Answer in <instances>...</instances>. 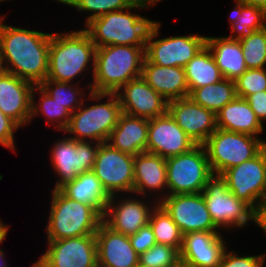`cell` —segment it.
Returning <instances> with one entry per match:
<instances>
[{
	"label": "cell",
	"mask_w": 266,
	"mask_h": 267,
	"mask_svg": "<svg viewBox=\"0 0 266 267\" xmlns=\"http://www.w3.org/2000/svg\"><path fill=\"white\" fill-rule=\"evenodd\" d=\"M253 222L266 233V200L254 210Z\"/></svg>",
	"instance_id": "43"
},
{
	"label": "cell",
	"mask_w": 266,
	"mask_h": 267,
	"mask_svg": "<svg viewBox=\"0 0 266 267\" xmlns=\"http://www.w3.org/2000/svg\"><path fill=\"white\" fill-rule=\"evenodd\" d=\"M218 129L245 133L257 137L264 130L263 123L256 117L248 101L236 97L216 113Z\"/></svg>",
	"instance_id": "26"
},
{
	"label": "cell",
	"mask_w": 266,
	"mask_h": 267,
	"mask_svg": "<svg viewBox=\"0 0 266 267\" xmlns=\"http://www.w3.org/2000/svg\"><path fill=\"white\" fill-rule=\"evenodd\" d=\"M105 97H109L105 103L91 104L86 108L83 102L71 114L70 121L64 132L74 134L75 136H70L69 138L76 141L107 142L110 133L118 124L122 109L116 93L90 91L89 99L100 101L103 98L105 99Z\"/></svg>",
	"instance_id": "5"
},
{
	"label": "cell",
	"mask_w": 266,
	"mask_h": 267,
	"mask_svg": "<svg viewBox=\"0 0 266 267\" xmlns=\"http://www.w3.org/2000/svg\"><path fill=\"white\" fill-rule=\"evenodd\" d=\"M141 77L168 102L189 96L183 67L159 66L144 58Z\"/></svg>",
	"instance_id": "23"
},
{
	"label": "cell",
	"mask_w": 266,
	"mask_h": 267,
	"mask_svg": "<svg viewBox=\"0 0 266 267\" xmlns=\"http://www.w3.org/2000/svg\"><path fill=\"white\" fill-rule=\"evenodd\" d=\"M3 20L4 17H1L0 55L4 71L27 80L35 86L40 85L48 75L52 33L5 25Z\"/></svg>",
	"instance_id": "1"
},
{
	"label": "cell",
	"mask_w": 266,
	"mask_h": 267,
	"mask_svg": "<svg viewBox=\"0 0 266 267\" xmlns=\"http://www.w3.org/2000/svg\"><path fill=\"white\" fill-rule=\"evenodd\" d=\"M206 46L224 78L235 81L246 70L241 44L227 37H206Z\"/></svg>",
	"instance_id": "28"
},
{
	"label": "cell",
	"mask_w": 266,
	"mask_h": 267,
	"mask_svg": "<svg viewBox=\"0 0 266 267\" xmlns=\"http://www.w3.org/2000/svg\"><path fill=\"white\" fill-rule=\"evenodd\" d=\"M129 239L138 255L146 252L156 244L155 236L149 223L141 227L135 234L130 235Z\"/></svg>",
	"instance_id": "40"
},
{
	"label": "cell",
	"mask_w": 266,
	"mask_h": 267,
	"mask_svg": "<svg viewBox=\"0 0 266 267\" xmlns=\"http://www.w3.org/2000/svg\"><path fill=\"white\" fill-rule=\"evenodd\" d=\"M145 48L108 45L96 48L93 81L89 91L116 93L124 84L142 74Z\"/></svg>",
	"instance_id": "2"
},
{
	"label": "cell",
	"mask_w": 266,
	"mask_h": 267,
	"mask_svg": "<svg viewBox=\"0 0 266 267\" xmlns=\"http://www.w3.org/2000/svg\"><path fill=\"white\" fill-rule=\"evenodd\" d=\"M213 175L204 145L166 158L167 195L202 193Z\"/></svg>",
	"instance_id": "8"
},
{
	"label": "cell",
	"mask_w": 266,
	"mask_h": 267,
	"mask_svg": "<svg viewBox=\"0 0 266 267\" xmlns=\"http://www.w3.org/2000/svg\"><path fill=\"white\" fill-rule=\"evenodd\" d=\"M4 71L3 65H2V59L0 55V74Z\"/></svg>",
	"instance_id": "49"
},
{
	"label": "cell",
	"mask_w": 266,
	"mask_h": 267,
	"mask_svg": "<svg viewBox=\"0 0 266 267\" xmlns=\"http://www.w3.org/2000/svg\"><path fill=\"white\" fill-rule=\"evenodd\" d=\"M98 265L102 267H136L139 255L133 249L129 236L120 234L103 221L95 234Z\"/></svg>",
	"instance_id": "22"
},
{
	"label": "cell",
	"mask_w": 266,
	"mask_h": 267,
	"mask_svg": "<svg viewBox=\"0 0 266 267\" xmlns=\"http://www.w3.org/2000/svg\"><path fill=\"white\" fill-rule=\"evenodd\" d=\"M5 255L4 251L0 248V267H7L6 261H4Z\"/></svg>",
	"instance_id": "47"
},
{
	"label": "cell",
	"mask_w": 266,
	"mask_h": 267,
	"mask_svg": "<svg viewBox=\"0 0 266 267\" xmlns=\"http://www.w3.org/2000/svg\"><path fill=\"white\" fill-rule=\"evenodd\" d=\"M159 29L160 23L155 21L147 37L145 58L150 63L184 68L206 45L207 36H199L198 34L155 39L159 35Z\"/></svg>",
	"instance_id": "10"
},
{
	"label": "cell",
	"mask_w": 266,
	"mask_h": 267,
	"mask_svg": "<svg viewBox=\"0 0 266 267\" xmlns=\"http://www.w3.org/2000/svg\"><path fill=\"white\" fill-rule=\"evenodd\" d=\"M189 97L200 106L219 112L226 104L233 101L236 97V88L233 80L226 78L221 81L193 89Z\"/></svg>",
	"instance_id": "31"
},
{
	"label": "cell",
	"mask_w": 266,
	"mask_h": 267,
	"mask_svg": "<svg viewBox=\"0 0 266 267\" xmlns=\"http://www.w3.org/2000/svg\"><path fill=\"white\" fill-rule=\"evenodd\" d=\"M247 69H262L266 65V27L239 40Z\"/></svg>",
	"instance_id": "35"
},
{
	"label": "cell",
	"mask_w": 266,
	"mask_h": 267,
	"mask_svg": "<svg viewBox=\"0 0 266 267\" xmlns=\"http://www.w3.org/2000/svg\"><path fill=\"white\" fill-rule=\"evenodd\" d=\"M211 219L217 228L246 226L254 221V210L228 190L220 175H213L202 191Z\"/></svg>",
	"instance_id": "9"
},
{
	"label": "cell",
	"mask_w": 266,
	"mask_h": 267,
	"mask_svg": "<svg viewBox=\"0 0 266 267\" xmlns=\"http://www.w3.org/2000/svg\"><path fill=\"white\" fill-rule=\"evenodd\" d=\"M163 188H167L166 158L148 152L134 155L133 193L146 195Z\"/></svg>",
	"instance_id": "25"
},
{
	"label": "cell",
	"mask_w": 266,
	"mask_h": 267,
	"mask_svg": "<svg viewBox=\"0 0 266 267\" xmlns=\"http://www.w3.org/2000/svg\"><path fill=\"white\" fill-rule=\"evenodd\" d=\"M68 198L92 206L102 217L110 201V195L93 171L83 172L59 189Z\"/></svg>",
	"instance_id": "27"
},
{
	"label": "cell",
	"mask_w": 266,
	"mask_h": 267,
	"mask_svg": "<svg viewBox=\"0 0 266 267\" xmlns=\"http://www.w3.org/2000/svg\"><path fill=\"white\" fill-rule=\"evenodd\" d=\"M137 0H62L60 3L73 6L78 11L92 12L85 25L92 19L112 11L130 8Z\"/></svg>",
	"instance_id": "36"
},
{
	"label": "cell",
	"mask_w": 266,
	"mask_h": 267,
	"mask_svg": "<svg viewBox=\"0 0 266 267\" xmlns=\"http://www.w3.org/2000/svg\"><path fill=\"white\" fill-rule=\"evenodd\" d=\"M116 95L122 113L129 116L150 120L167 112L168 101L148 85L141 76L124 84Z\"/></svg>",
	"instance_id": "18"
},
{
	"label": "cell",
	"mask_w": 266,
	"mask_h": 267,
	"mask_svg": "<svg viewBox=\"0 0 266 267\" xmlns=\"http://www.w3.org/2000/svg\"><path fill=\"white\" fill-rule=\"evenodd\" d=\"M32 267H38L35 263H33Z\"/></svg>",
	"instance_id": "52"
},
{
	"label": "cell",
	"mask_w": 266,
	"mask_h": 267,
	"mask_svg": "<svg viewBox=\"0 0 266 267\" xmlns=\"http://www.w3.org/2000/svg\"><path fill=\"white\" fill-rule=\"evenodd\" d=\"M226 243L218 231H196L183 235L180 259L199 267H218Z\"/></svg>",
	"instance_id": "21"
},
{
	"label": "cell",
	"mask_w": 266,
	"mask_h": 267,
	"mask_svg": "<svg viewBox=\"0 0 266 267\" xmlns=\"http://www.w3.org/2000/svg\"><path fill=\"white\" fill-rule=\"evenodd\" d=\"M148 7L137 0L130 8L112 11L92 19L85 25L87 29L84 30L96 48L108 45L146 47L149 31L155 21L130 11Z\"/></svg>",
	"instance_id": "3"
},
{
	"label": "cell",
	"mask_w": 266,
	"mask_h": 267,
	"mask_svg": "<svg viewBox=\"0 0 266 267\" xmlns=\"http://www.w3.org/2000/svg\"><path fill=\"white\" fill-rule=\"evenodd\" d=\"M136 267H145V266H142V265L138 264Z\"/></svg>",
	"instance_id": "51"
},
{
	"label": "cell",
	"mask_w": 266,
	"mask_h": 267,
	"mask_svg": "<svg viewBox=\"0 0 266 267\" xmlns=\"http://www.w3.org/2000/svg\"><path fill=\"white\" fill-rule=\"evenodd\" d=\"M93 143V145H92ZM100 143L76 141L67 136L57 141L52 148L51 163L58 180L53 190L73 181L77 175L92 171ZM60 179V180H59Z\"/></svg>",
	"instance_id": "12"
},
{
	"label": "cell",
	"mask_w": 266,
	"mask_h": 267,
	"mask_svg": "<svg viewBox=\"0 0 266 267\" xmlns=\"http://www.w3.org/2000/svg\"><path fill=\"white\" fill-rule=\"evenodd\" d=\"M240 1L261 8L266 12V0H240Z\"/></svg>",
	"instance_id": "44"
},
{
	"label": "cell",
	"mask_w": 266,
	"mask_h": 267,
	"mask_svg": "<svg viewBox=\"0 0 266 267\" xmlns=\"http://www.w3.org/2000/svg\"><path fill=\"white\" fill-rule=\"evenodd\" d=\"M153 204L149 224L152 227L156 243L171 246L180 252L183 235L179 227L160 203L155 201Z\"/></svg>",
	"instance_id": "32"
},
{
	"label": "cell",
	"mask_w": 266,
	"mask_h": 267,
	"mask_svg": "<svg viewBox=\"0 0 266 267\" xmlns=\"http://www.w3.org/2000/svg\"><path fill=\"white\" fill-rule=\"evenodd\" d=\"M49 222L46 228L48 240H62L96 234L102 216L92 207L53 190Z\"/></svg>",
	"instance_id": "6"
},
{
	"label": "cell",
	"mask_w": 266,
	"mask_h": 267,
	"mask_svg": "<svg viewBox=\"0 0 266 267\" xmlns=\"http://www.w3.org/2000/svg\"><path fill=\"white\" fill-rule=\"evenodd\" d=\"M176 267H199V266L189 264L188 262H185L180 259Z\"/></svg>",
	"instance_id": "46"
},
{
	"label": "cell",
	"mask_w": 266,
	"mask_h": 267,
	"mask_svg": "<svg viewBox=\"0 0 266 267\" xmlns=\"http://www.w3.org/2000/svg\"><path fill=\"white\" fill-rule=\"evenodd\" d=\"M237 97L246 99L259 91H266V69H247L235 81Z\"/></svg>",
	"instance_id": "38"
},
{
	"label": "cell",
	"mask_w": 266,
	"mask_h": 267,
	"mask_svg": "<svg viewBox=\"0 0 266 267\" xmlns=\"http://www.w3.org/2000/svg\"><path fill=\"white\" fill-rule=\"evenodd\" d=\"M35 85L12 73L0 74V110L19 126L31 123L32 90Z\"/></svg>",
	"instance_id": "19"
},
{
	"label": "cell",
	"mask_w": 266,
	"mask_h": 267,
	"mask_svg": "<svg viewBox=\"0 0 266 267\" xmlns=\"http://www.w3.org/2000/svg\"><path fill=\"white\" fill-rule=\"evenodd\" d=\"M263 149L266 152V141H263Z\"/></svg>",
	"instance_id": "50"
},
{
	"label": "cell",
	"mask_w": 266,
	"mask_h": 267,
	"mask_svg": "<svg viewBox=\"0 0 266 267\" xmlns=\"http://www.w3.org/2000/svg\"><path fill=\"white\" fill-rule=\"evenodd\" d=\"M179 260L177 249L158 243L139 255V264L145 267H176Z\"/></svg>",
	"instance_id": "37"
},
{
	"label": "cell",
	"mask_w": 266,
	"mask_h": 267,
	"mask_svg": "<svg viewBox=\"0 0 266 267\" xmlns=\"http://www.w3.org/2000/svg\"><path fill=\"white\" fill-rule=\"evenodd\" d=\"M48 249L38 267H95L98 264L95 234L62 240H47Z\"/></svg>",
	"instance_id": "14"
},
{
	"label": "cell",
	"mask_w": 266,
	"mask_h": 267,
	"mask_svg": "<svg viewBox=\"0 0 266 267\" xmlns=\"http://www.w3.org/2000/svg\"><path fill=\"white\" fill-rule=\"evenodd\" d=\"M230 24L231 35L227 38L239 41L266 27V12L261 8L236 0L235 9L230 15Z\"/></svg>",
	"instance_id": "30"
},
{
	"label": "cell",
	"mask_w": 266,
	"mask_h": 267,
	"mask_svg": "<svg viewBox=\"0 0 266 267\" xmlns=\"http://www.w3.org/2000/svg\"><path fill=\"white\" fill-rule=\"evenodd\" d=\"M147 141L148 120L122 113L106 143L114 149L137 155L146 152Z\"/></svg>",
	"instance_id": "24"
},
{
	"label": "cell",
	"mask_w": 266,
	"mask_h": 267,
	"mask_svg": "<svg viewBox=\"0 0 266 267\" xmlns=\"http://www.w3.org/2000/svg\"><path fill=\"white\" fill-rule=\"evenodd\" d=\"M228 190L255 210L266 200V152L262 149L255 157L220 175Z\"/></svg>",
	"instance_id": "11"
},
{
	"label": "cell",
	"mask_w": 266,
	"mask_h": 267,
	"mask_svg": "<svg viewBox=\"0 0 266 267\" xmlns=\"http://www.w3.org/2000/svg\"><path fill=\"white\" fill-rule=\"evenodd\" d=\"M118 196L110 197L102 221L111 229L120 234L130 236L135 234L141 227L149 223V218L153 207H148L146 201L131 199L124 196V199L117 203ZM152 207V209H151Z\"/></svg>",
	"instance_id": "20"
},
{
	"label": "cell",
	"mask_w": 266,
	"mask_h": 267,
	"mask_svg": "<svg viewBox=\"0 0 266 267\" xmlns=\"http://www.w3.org/2000/svg\"><path fill=\"white\" fill-rule=\"evenodd\" d=\"M36 89L39 91L40 96L42 95L37 106L34 102ZM40 112L45 116L46 120L48 119L47 124H50V121L52 123L56 122L58 130L61 131H64L68 126L72 114L66 107L53 100L39 85H36L32 90L31 119Z\"/></svg>",
	"instance_id": "33"
},
{
	"label": "cell",
	"mask_w": 266,
	"mask_h": 267,
	"mask_svg": "<svg viewBox=\"0 0 266 267\" xmlns=\"http://www.w3.org/2000/svg\"><path fill=\"white\" fill-rule=\"evenodd\" d=\"M96 46L84 30L52 34L49 46L46 80L71 83L92 63L94 71Z\"/></svg>",
	"instance_id": "4"
},
{
	"label": "cell",
	"mask_w": 266,
	"mask_h": 267,
	"mask_svg": "<svg viewBox=\"0 0 266 267\" xmlns=\"http://www.w3.org/2000/svg\"><path fill=\"white\" fill-rule=\"evenodd\" d=\"M50 97L60 105L74 113L84 102V94L69 82L45 80L39 85ZM80 97V98H78ZM80 100V101H79Z\"/></svg>",
	"instance_id": "34"
},
{
	"label": "cell",
	"mask_w": 266,
	"mask_h": 267,
	"mask_svg": "<svg viewBox=\"0 0 266 267\" xmlns=\"http://www.w3.org/2000/svg\"><path fill=\"white\" fill-rule=\"evenodd\" d=\"M21 128L14 120L0 110V144L15 150L14 131Z\"/></svg>",
	"instance_id": "41"
},
{
	"label": "cell",
	"mask_w": 266,
	"mask_h": 267,
	"mask_svg": "<svg viewBox=\"0 0 266 267\" xmlns=\"http://www.w3.org/2000/svg\"><path fill=\"white\" fill-rule=\"evenodd\" d=\"M8 230L9 226L0 221V244L5 240Z\"/></svg>",
	"instance_id": "45"
},
{
	"label": "cell",
	"mask_w": 266,
	"mask_h": 267,
	"mask_svg": "<svg viewBox=\"0 0 266 267\" xmlns=\"http://www.w3.org/2000/svg\"><path fill=\"white\" fill-rule=\"evenodd\" d=\"M229 252V253H227ZM264 255H254V256H238L232 251L225 249L220 264L218 267H263L265 256Z\"/></svg>",
	"instance_id": "39"
},
{
	"label": "cell",
	"mask_w": 266,
	"mask_h": 267,
	"mask_svg": "<svg viewBox=\"0 0 266 267\" xmlns=\"http://www.w3.org/2000/svg\"><path fill=\"white\" fill-rule=\"evenodd\" d=\"M263 141L249 134L217 128L203 144L212 173L221 175L225 170L252 159L263 149Z\"/></svg>",
	"instance_id": "7"
},
{
	"label": "cell",
	"mask_w": 266,
	"mask_h": 267,
	"mask_svg": "<svg viewBox=\"0 0 266 267\" xmlns=\"http://www.w3.org/2000/svg\"><path fill=\"white\" fill-rule=\"evenodd\" d=\"M196 145L168 112L148 120L146 152L169 158L184 154Z\"/></svg>",
	"instance_id": "16"
},
{
	"label": "cell",
	"mask_w": 266,
	"mask_h": 267,
	"mask_svg": "<svg viewBox=\"0 0 266 267\" xmlns=\"http://www.w3.org/2000/svg\"><path fill=\"white\" fill-rule=\"evenodd\" d=\"M138 1H140L141 3L149 6V8H150V6L152 7L153 4H155V3H157V2H159L161 0H138Z\"/></svg>",
	"instance_id": "48"
},
{
	"label": "cell",
	"mask_w": 266,
	"mask_h": 267,
	"mask_svg": "<svg viewBox=\"0 0 266 267\" xmlns=\"http://www.w3.org/2000/svg\"><path fill=\"white\" fill-rule=\"evenodd\" d=\"M161 196L160 200L158 197L154 200L170 214L182 235L196 231H220L211 219L202 193Z\"/></svg>",
	"instance_id": "15"
},
{
	"label": "cell",
	"mask_w": 266,
	"mask_h": 267,
	"mask_svg": "<svg viewBox=\"0 0 266 267\" xmlns=\"http://www.w3.org/2000/svg\"><path fill=\"white\" fill-rule=\"evenodd\" d=\"M167 112L197 145H203L217 129L216 114L189 96L169 101Z\"/></svg>",
	"instance_id": "17"
},
{
	"label": "cell",
	"mask_w": 266,
	"mask_h": 267,
	"mask_svg": "<svg viewBox=\"0 0 266 267\" xmlns=\"http://www.w3.org/2000/svg\"><path fill=\"white\" fill-rule=\"evenodd\" d=\"M92 171L110 196L133 193L134 155L100 143Z\"/></svg>",
	"instance_id": "13"
},
{
	"label": "cell",
	"mask_w": 266,
	"mask_h": 267,
	"mask_svg": "<svg viewBox=\"0 0 266 267\" xmlns=\"http://www.w3.org/2000/svg\"><path fill=\"white\" fill-rule=\"evenodd\" d=\"M189 93L224 79L211 51L205 45L184 67Z\"/></svg>",
	"instance_id": "29"
},
{
	"label": "cell",
	"mask_w": 266,
	"mask_h": 267,
	"mask_svg": "<svg viewBox=\"0 0 266 267\" xmlns=\"http://www.w3.org/2000/svg\"><path fill=\"white\" fill-rule=\"evenodd\" d=\"M246 100L260 122L266 121V91H259L251 94Z\"/></svg>",
	"instance_id": "42"
}]
</instances>
